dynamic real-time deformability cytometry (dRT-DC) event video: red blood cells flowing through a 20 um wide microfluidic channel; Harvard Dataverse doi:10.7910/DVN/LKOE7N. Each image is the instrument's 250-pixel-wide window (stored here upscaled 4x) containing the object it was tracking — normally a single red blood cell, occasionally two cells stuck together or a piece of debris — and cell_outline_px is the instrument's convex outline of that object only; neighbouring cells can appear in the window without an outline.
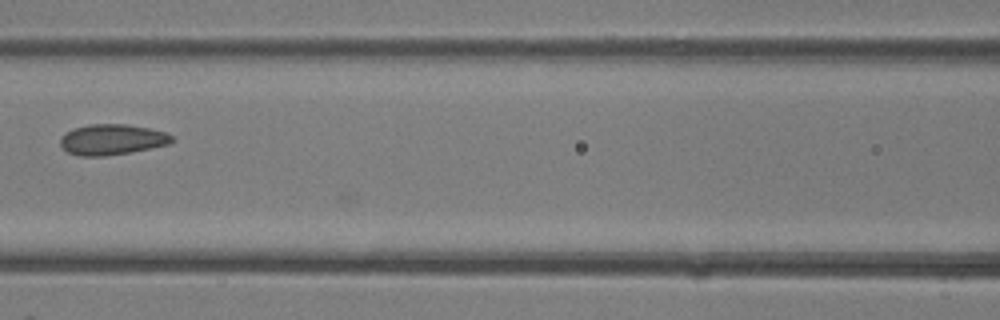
{"species": "common noctule bat (a hibernating species)", "species_latin": "Nyctalus noctula", "temperature_condition": "room temperature", "stored_images_in_passage": 20, "camera_frame_rate_fps": 3000, "um_per_image_px": 0.085, "animal": {"sex": "female"}, "frame": {"image": 1, "passage_image": 15, "time_ms": 4.667, "image_size_px": [1000, 320], "cell_outline_px": [[172, 140], [168, 144], [128, 152], [104, 156], [80, 156], [68, 152], [60, 144], [60, 136], [64, 132], [88, 124], [124, 124], [148, 128], [164, 132], [172, 136]], "centroid_in_image_um": [9.45, 11.85], "position_along_channel_um": 157.1, "area_um2": 19.59}}
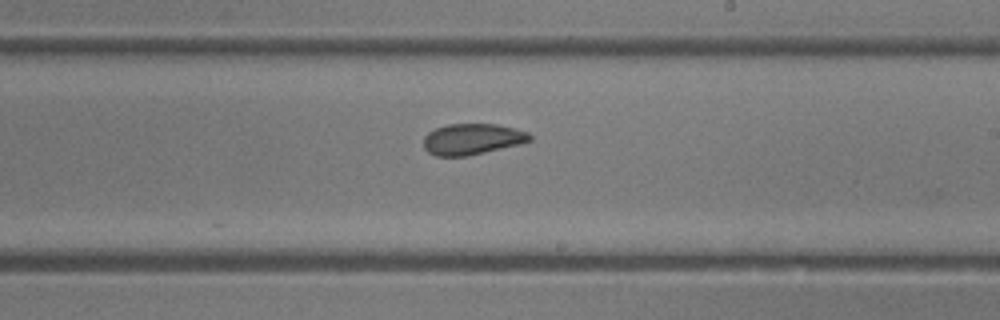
{"frame": {"image": 2, "passage_image": 20, "time_ms": 6.333, "image_size_px": [1000, 320], "cell_outline_px": [[532, 140], [520, 144], [484, 152], [464, 156], [436, 156], [428, 152], [424, 148], [424, 136], [428, 132], [436, 128], [448, 124], [496, 124], [528, 132], [532, 136]], "centroid_in_image_um": [40.12, 11.82], "position_along_channel_um": 248.9, "area_um2": 19.07}}